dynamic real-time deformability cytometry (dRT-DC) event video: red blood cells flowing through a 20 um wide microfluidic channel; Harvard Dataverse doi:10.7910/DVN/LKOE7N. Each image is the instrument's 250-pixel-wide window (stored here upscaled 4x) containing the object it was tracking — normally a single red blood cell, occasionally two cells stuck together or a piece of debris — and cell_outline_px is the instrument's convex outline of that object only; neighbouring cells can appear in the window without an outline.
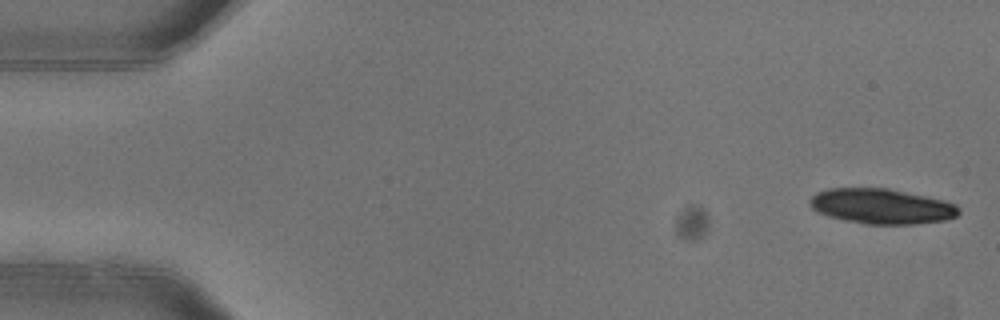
{"species": "common noctule bat (a hibernating species)", "species_latin": "Nyctalus noctula", "temperature_condition": "warm", "stored_images_in_passage": 4, "camera_frame_rate_fps": 3000, "um_per_image_px": 0.085, "animal": {"sex": "female"}, "frame": {"image": 1, "passage_image": 1, "time_ms": 0.0, "image_size_px": [1000, 320], "cell_outline_px": [[960, 212], [956, 216], [944, 220], [912, 224], [864, 224], [844, 220], [820, 212], [812, 208], [808, 204], [812, 196], [816, 192], [828, 188], [888, 188], [944, 200], [956, 204], [960, 208]], "centroid_in_image_um": [74.94, 17.52], "position_along_channel_um": 10.1, "area_um2": 30.4}}